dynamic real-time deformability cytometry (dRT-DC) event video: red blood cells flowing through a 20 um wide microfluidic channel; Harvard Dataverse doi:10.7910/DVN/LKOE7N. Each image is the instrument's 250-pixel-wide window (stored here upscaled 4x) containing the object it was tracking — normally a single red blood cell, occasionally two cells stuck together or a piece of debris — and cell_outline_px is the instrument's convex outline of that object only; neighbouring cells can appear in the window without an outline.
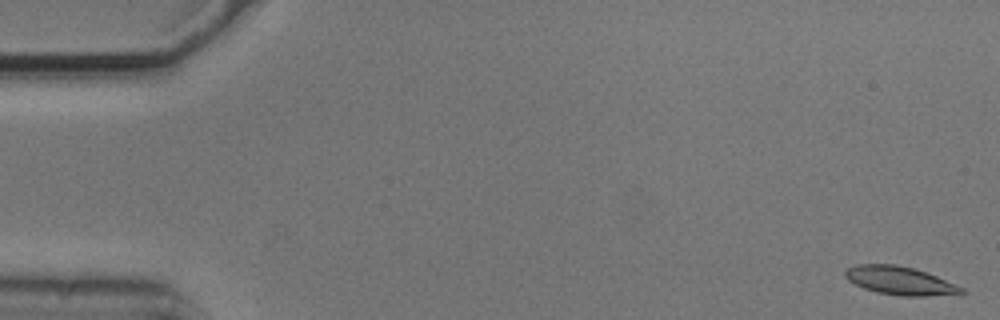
{"species": "common noctule bat (a hibernating species)", "species_latin": "Nyctalus noctula", "temperature_condition": "cold", "stored_images_in_passage": 54, "camera_frame_rate_fps": 3000, "um_per_image_px": 0.085, "animal": {"sex": "male", "body_mass_g": 20.5, "forearm_length_mm": 52.5}, "frame": {"image": 1, "passage_image": 1, "time_ms": 0.0, "image_size_px": [1000, 320], "cell_outline_px": [[964, 292], [924, 296], [900, 296], [876, 292], [864, 288], [848, 280], [844, 276], [844, 272], [848, 268], [856, 264], [896, 264], [912, 268], [936, 276], [964, 288]], "centroid_in_image_um": [76.42, 23.85], "position_along_channel_um": 8.6, "area_um2": 18.84}}
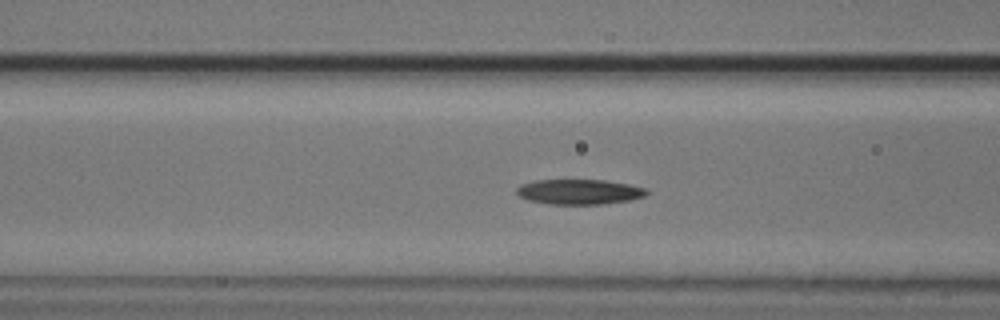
{"frame": {"image": 2, "passage_image": 21, "time_ms": 6.667, "image_size_px": [1000, 320], "cell_outline_px": [[648, 192], [644, 196], [628, 200], [604, 204], [552, 204], [528, 200], [520, 196], [516, 192], [516, 188], [520, 184], [536, 180], [604, 180], [628, 184], [648, 188]], "centroid_in_image_um": [49.23, 16.3], "position_along_channel_um": 117.4, "area_um2": 18.96}}
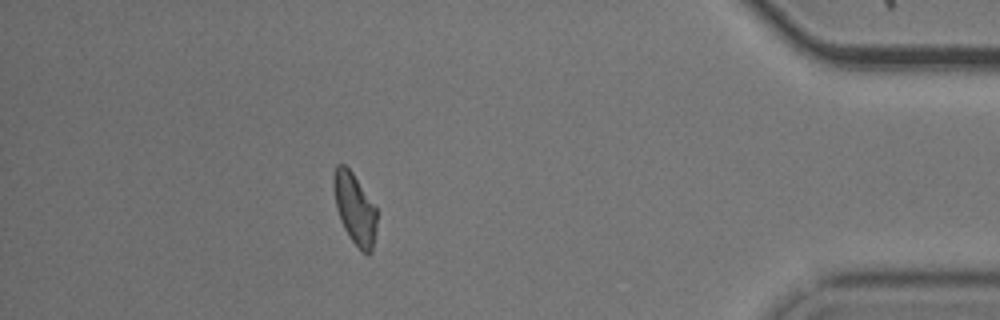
{"frame": {"image": 3, "passage_image": 48, "time_ms": 15.667, "image_size_px": [1000, 320], "cell_outline_px": [[376, 228], [372, 252], [368, 256], [360, 252], [344, 228], [340, 220], [336, 208], [332, 184], [332, 180], [336, 164], [344, 164], [352, 172], [376, 208]], "centroid_in_image_um": [30.14, 17.76], "position_along_channel_um": 405.1, "area_um2": 17.92}, "authors_computed_cell_mechanics": {"area_um2": 19.0162, "velocity_mm_per_s": 3.7108, "shape_relaxation_time_tau1_ms": 4.5774, "shape_relaxation_time_tau2_ms": 7.2614, "deformation_change_tau1": 0.1311, "deformation_change_tau2": 0.1747}}